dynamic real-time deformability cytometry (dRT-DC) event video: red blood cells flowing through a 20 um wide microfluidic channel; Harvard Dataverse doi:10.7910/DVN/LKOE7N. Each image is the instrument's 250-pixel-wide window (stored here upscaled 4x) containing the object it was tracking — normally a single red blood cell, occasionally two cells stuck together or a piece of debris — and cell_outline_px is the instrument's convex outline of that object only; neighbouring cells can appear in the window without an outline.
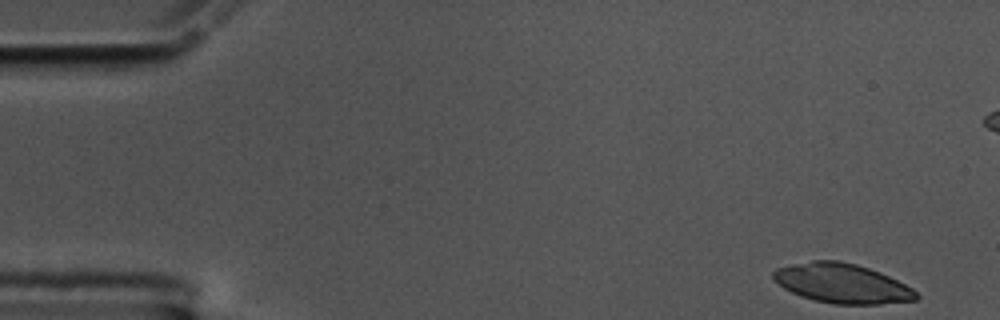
{"species": "common noctule bat (a hibernating species)", "species_latin": "Nyctalus noctula", "temperature_condition": "cold", "stored_images_in_passage": 56, "camera_frame_rate_fps": 3000, "um_per_image_px": 0.085, "animal": {"sex": "male", "body_mass_g": 17.5, "forearm_length_mm": 52.3}, "frame": {"image": 1, "passage_image": 1, "time_ms": 0.0, "image_size_px": [1000, 320], "cell_outline_px": [[920, 296], [916, 300], [880, 304], [832, 304], [816, 300], [792, 292], [784, 288], [772, 276], [772, 272], [776, 268], [792, 264], [812, 260], [840, 260], [856, 264], [880, 272], [912, 288]], "centroid_in_image_um": [71.58, 24.08], "position_along_channel_um": 13.4, "area_um2": 32.66}}